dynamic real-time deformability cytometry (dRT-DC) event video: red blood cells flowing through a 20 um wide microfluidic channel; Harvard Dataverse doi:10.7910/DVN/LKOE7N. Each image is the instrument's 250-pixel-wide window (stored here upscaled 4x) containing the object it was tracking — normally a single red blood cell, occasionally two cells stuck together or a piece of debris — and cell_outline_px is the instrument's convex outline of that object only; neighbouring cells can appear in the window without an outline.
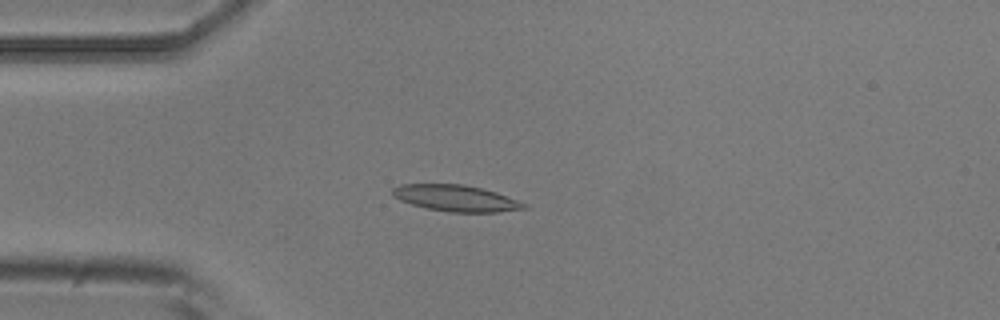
{"species": "common noctule bat (a hibernating species)", "species_latin": "Nyctalus noctula", "temperature_condition": "room temperature", "stored_images_in_passage": 54, "camera_frame_rate_fps": 3000, "um_per_image_px": 0.085, "animal": {"sex": "male", "body_mass_g": 20.5, "forearm_length_mm": 52.5}, "frame": {"image": 1, "passage_image": 14, "time_ms": 4.333, "image_size_px": [1000, 320], "cell_outline_px": [[528, 208], [496, 212], [452, 212], [424, 208], [400, 200], [392, 196], [392, 188], [400, 184], [464, 184], [496, 192], [528, 204]], "centroid_in_image_um": [38.74, 16.84], "position_along_channel_um": 46.3, "area_um2": 20.17}}
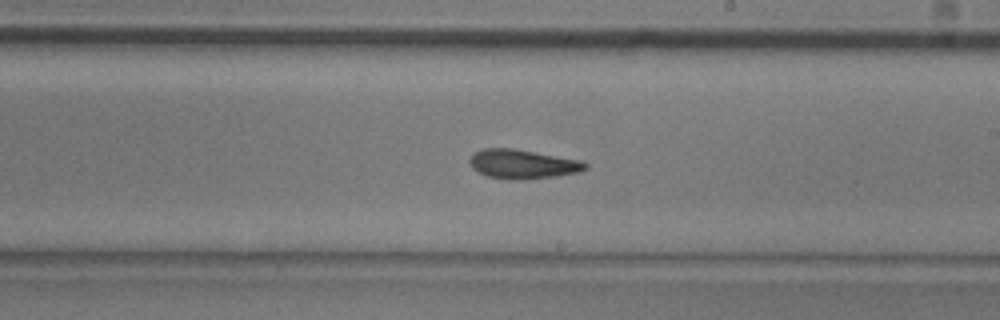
{"frame": {"image": 2, "passage_image": 31, "time_ms": 10.0, "image_size_px": [1000, 320], "cell_outline_px": [[588, 168], [580, 172], [556, 176], [524, 180], [512, 180], [488, 176], [472, 168], [468, 160], [476, 152], [484, 148], [512, 148], [580, 160], [588, 164]], "centroid_in_image_um": [44.45, 13.96], "position_along_channel_um": 244.6, "area_um2": 19.59}}
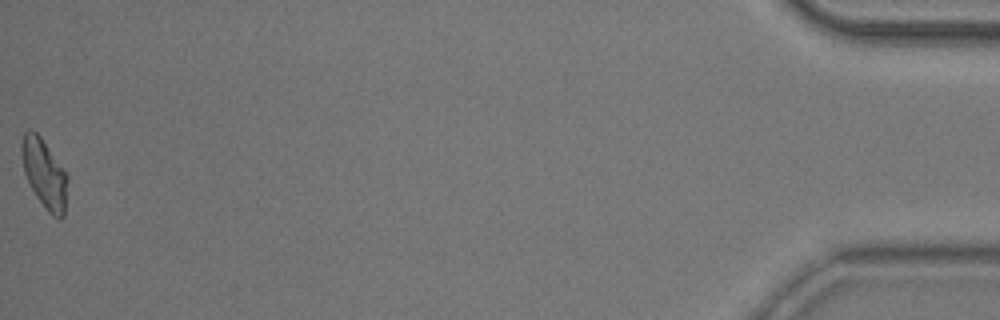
{"frame": {"image": 3, "passage_image": 54, "time_ms": 17.667, "image_size_px": [1000, 320], "cell_outline_px": [[68, 180], [64, 216], [60, 220], [52, 216], [48, 212], [36, 196], [24, 172], [20, 156], [20, 144], [24, 132], [28, 128], [32, 128], [40, 136], [68, 176]], "centroid_in_image_um": [3.75, 14.75], "position_along_channel_um": 431.5, "area_um2": 18.55}, "authors_computed_cell_mechanics": {"area_um2": 19.1607, "velocity_mm_per_s": 3.7444, "shape_relaxation_time_tau1_ms": 5.5493, "shape_relaxation_time_tau2_ms": 3.7091, "deformation_change_tau1": 0.1522, "deformation_change_tau2": 0.1022}}